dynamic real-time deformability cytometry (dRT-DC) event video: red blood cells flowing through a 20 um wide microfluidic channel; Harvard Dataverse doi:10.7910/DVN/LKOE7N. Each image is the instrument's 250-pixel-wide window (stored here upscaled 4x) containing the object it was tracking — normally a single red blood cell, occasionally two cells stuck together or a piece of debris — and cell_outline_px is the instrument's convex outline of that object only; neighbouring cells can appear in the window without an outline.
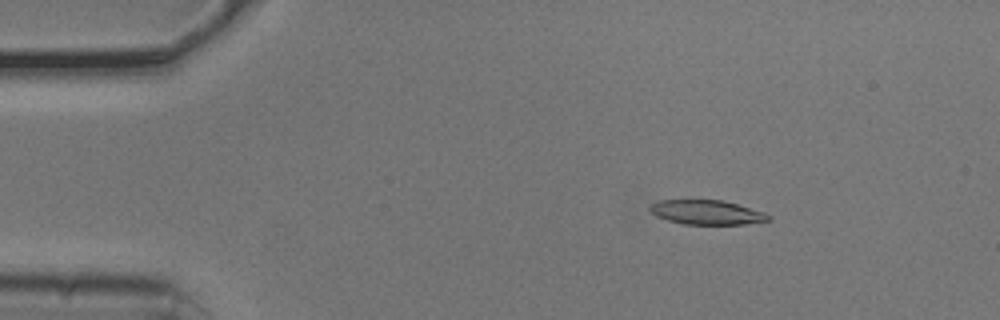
{"species": "common noctule bat (a hibernating species)", "species_latin": "Nyctalus noctula", "temperature_condition": "cold", "stored_images_in_passage": 53, "camera_frame_rate_fps": 3000, "um_per_image_px": 0.085, "animal": {"sex": "male", "body_mass_g": 20.5, "forearm_length_mm": 52.5}, "frame": {"image": 1, "passage_image": 8, "time_ms": 2.333, "image_size_px": [1000, 320], "cell_outline_px": [[772, 220], [744, 224], [684, 224], [668, 220], [656, 216], [648, 208], [652, 204], [660, 200], [724, 200], [764, 212], [772, 216]], "centroid_in_image_um": [60.11, 18.05], "position_along_channel_um": 24.9, "area_um2": 16.82}}
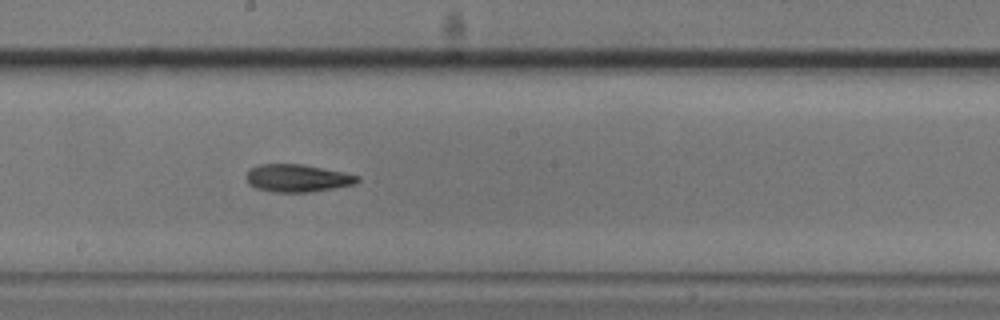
{"frame": {"image": 2, "passage_image": 29, "time_ms": 9.333, "image_size_px": [1000, 320], "cell_outline_px": [[360, 180], [356, 184], [308, 192], [272, 192], [256, 188], [248, 184], [244, 176], [252, 168], [260, 164], [300, 164], [360, 176]], "centroid_in_image_um": [25.23, 15.15], "position_along_channel_um": 223.0, "area_um2": 17.69}}
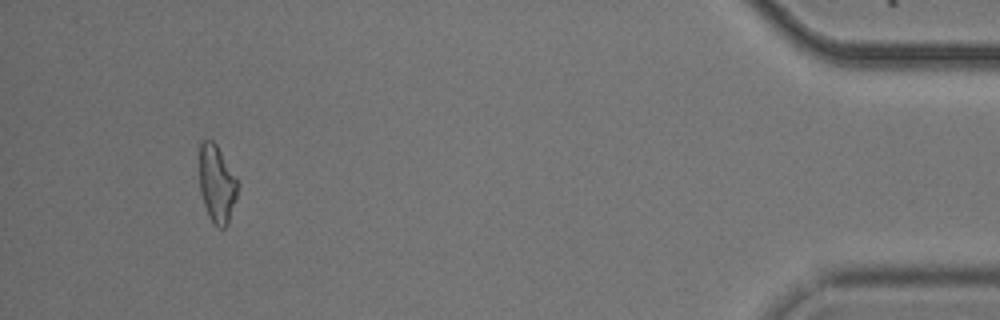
{"frame": {"image": 3, "passage_image": 50, "time_ms": 16.333, "image_size_px": [1000, 320], "cell_outline_px": [[240, 184], [236, 200], [228, 224], [224, 228], [216, 228], [212, 224], [208, 216], [200, 192], [200, 144], [204, 140], [212, 140], [216, 144]], "centroid_in_image_um": [18.45, 15.69], "position_along_channel_um": 416.7, "area_um2": 17.46}, "authors_computed_cell_mechanics": {"area_um2": 17.6868, "velocity_mm_per_s": 3.7682, "shape_relaxation_time_tau1_ms": 3.4781, "shape_relaxation_time_tau2_ms": 3.7059, "deformation_change_tau1": 0.1235, "deformation_change_tau2": 0.1121}}